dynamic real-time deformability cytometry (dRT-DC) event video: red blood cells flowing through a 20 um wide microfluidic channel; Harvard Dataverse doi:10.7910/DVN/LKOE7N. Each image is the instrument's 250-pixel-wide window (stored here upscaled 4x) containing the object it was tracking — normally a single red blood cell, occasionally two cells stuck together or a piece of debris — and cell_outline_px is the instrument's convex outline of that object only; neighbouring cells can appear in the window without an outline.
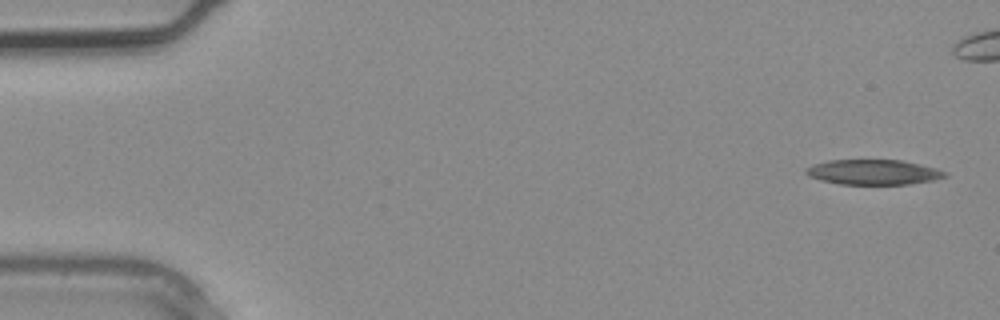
{"species": "common noctule bat (a hibernating species)", "species_latin": "Nyctalus noctula", "temperature_condition": "warm", "stored_images_in_passage": 5, "camera_frame_rate_fps": 3000, "um_per_image_px": 0.085, "animal": {"sex": "male", "body_mass_g": 20.4}, "frame": {"image": 1, "passage_image": 1, "time_ms": 0.0, "image_size_px": [1000, 320], "cell_outline_px": [[948, 176], [932, 180], [908, 184], [840, 184], [820, 180], [808, 176], [804, 172], [804, 168], [812, 164], [828, 160], [900, 160], [920, 164], [936, 168], [948, 172]], "centroid_in_image_um": [74.2, 14.63], "position_along_channel_um": 10.8, "area_um2": 20.4}}
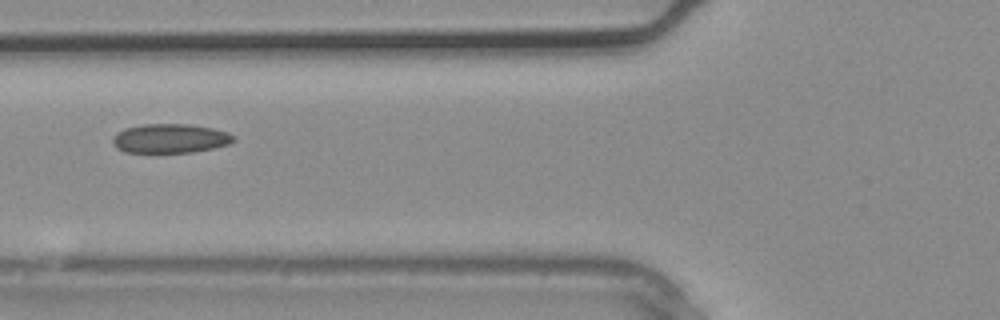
{"frame": {"image": 2, "passage_image": 5, "time_ms": 1.333, "image_size_px": [1000, 320], "cell_outline_px": [[236, 140], [228, 144], [212, 148], [192, 152], [124, 152], [116, 148], [112, 144], [112, 140], [124, 128], [144, 124], [188, 124], [212, 128], [228, 132], [236, 136]], "centroid_in_image_um": [14.49, 11.76], "position_along_channel_um": 111.3, "area_um2": 20.46}}